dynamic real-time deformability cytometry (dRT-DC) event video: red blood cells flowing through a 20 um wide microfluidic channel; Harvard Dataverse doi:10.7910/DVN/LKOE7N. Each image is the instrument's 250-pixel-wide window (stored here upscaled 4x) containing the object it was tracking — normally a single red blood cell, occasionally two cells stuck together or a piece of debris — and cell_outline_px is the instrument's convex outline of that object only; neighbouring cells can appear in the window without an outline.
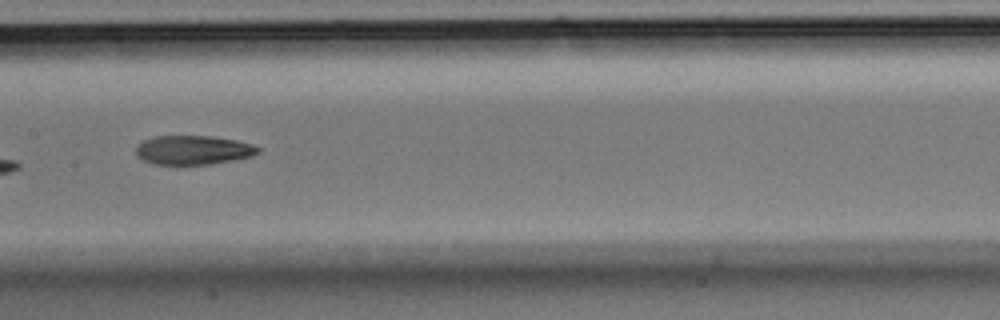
{"species": "Egyptian fruit bat (a non-hibernating species)", "species_latin": "Rousettus aegyptiacus", "temperature_condition": "room temperature", "stored_images_in_passage": 5, "camera_frame_rate_fps": 3000, "um_per_image_px": 0.085, "animal": {"sex": "male"}, "frame": {"image": 1, "passage_image": 5, "time_ms": 1.333, "image_size_px": [1000, 320], "cell_outline_px": [[260, 152], [252, 156], [232, 160], [208, 164], [152, 164], [136, 156], [136, 148], [144, 140], [156, 136], [212, 136], [236, 140], [252, 144], [260, 148]], "centroid_in_image_um": [16.43, 12.75], "position_along_channel_um": 191.0, "area_um2": 20.58}}